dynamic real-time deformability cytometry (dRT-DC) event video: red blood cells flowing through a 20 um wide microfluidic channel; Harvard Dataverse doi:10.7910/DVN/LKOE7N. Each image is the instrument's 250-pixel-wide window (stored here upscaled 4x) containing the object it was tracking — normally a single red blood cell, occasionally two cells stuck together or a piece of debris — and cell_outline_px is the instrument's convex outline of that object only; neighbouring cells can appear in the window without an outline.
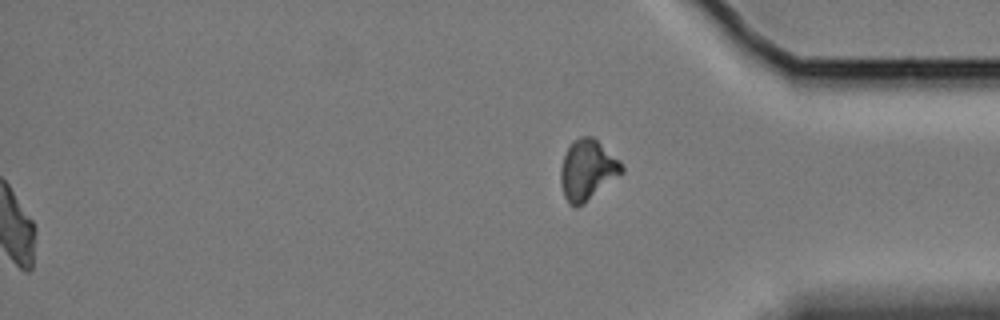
{"species": "Egyptian fruit bat (a non-hibernating species)", "species_latin": "Rousettus aegyptiacus", "temperature_condition": "cold", "stored_images_in_passage": 57, "segment_of_instrument_passage": [2, 2], "camera_frame_rate_fps": 3000, "um_per_image_px": 0.085, "animal": {"sex": "female"}, "frame": {"image": 1, "passage_image": 57, "time_ms": 18.667, "image_size_px": [1000, 320], "cell_outline_px": [[624, 172], [584, 204], [576, 208], [568, 204], [564, 196], [560, 180], [560, 168], [564, 156], [572, 140], [580, 136], [592, 136], [624, 168]], "centroid_in_image_um": [49.88, 14.49], "position_along_channel_um": 385.3, "area_um2": 21.21}}